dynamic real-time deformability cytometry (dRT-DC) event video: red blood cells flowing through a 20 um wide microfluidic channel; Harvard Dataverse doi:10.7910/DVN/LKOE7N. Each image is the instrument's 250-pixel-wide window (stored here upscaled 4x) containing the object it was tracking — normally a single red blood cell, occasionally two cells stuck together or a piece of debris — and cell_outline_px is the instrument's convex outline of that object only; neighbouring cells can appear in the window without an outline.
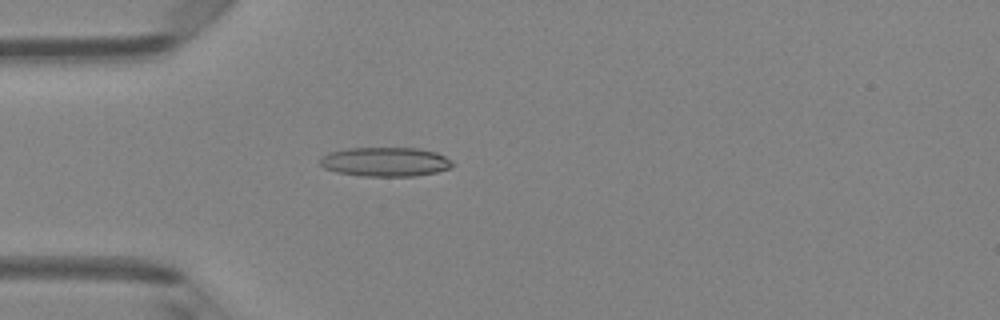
{"species": "Egyptian fruit bat (a non-hibernating species)", "species_latin": "Rousettus aegyptiacus", "temperature_condition": "room temperature", "stored_images_in_passage": 36, "camera_frame_rate_fps": 3000, "um_per_image_px": 0.085, "animal": {"sex": "female"}, "frame": {"image": 1, "passage_image": 1, "time_ms": 0.0, "image_size_px": [1000, 320], "cell_outline_px": [[456, 164], [448, 168], [436, 172], [416, 176], [364, 176], [336, 172], [324, 168], [320, 164], [320, 160], [328, 152], [348, 148], [420, 148], [436, 152], [444, 156]], "centroid_in_image_um": [32.76, 13.75], "position_along_channel_um": 52.2, "area_um2": 22.54}}
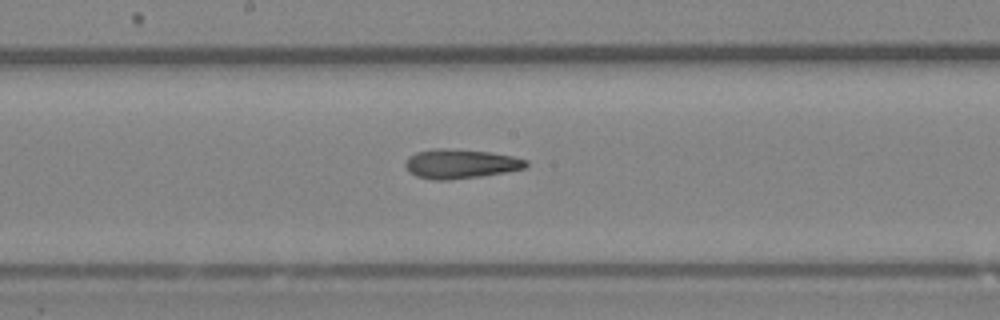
{"frame": {"image": 2, "passage_image": 13, "time_ms": 4.0, "image_size_px": [1000, 320], "cell_outline_px": [[528, 164], [524, 168], [504, 172], [480, 176], [448, 180], [432, 180], [416, 176], [408, 172], [404, 164], [408, 156], [416, 152], [436, 148], [444, 148], [492, 152], [512, 156], [528, 160]], "centroid_in_image_um": [39.1, 13.92], "position_along_channel_um": 209.1, "area_um2": 20.69}}
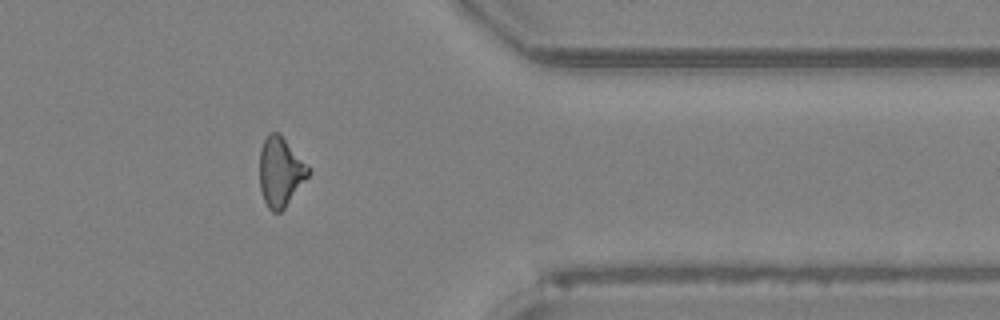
{"frame": {"image": 3, "passage_image": 27, "time_ms": 8.667, "image_size_px": [1000, 320], "cell_outline_px": [[312, 172], [284, 208], [280, 212], [272, 212], [268, 208], [264, 200], [260, 188], [260, 148], [268, 132], [280, 132], [312, 168]], "centroid_in_image_um": [23.87, 14.56], "position_along_channel_um": 387.5, "area_um2": 20.11}, "authors_computed_cell_mechanics": {"area_um2": 20.0566, "velocity_mm_per_s": 4.1408, "shape_relaxation_time_tau1_ms": 8.284, "shape_relaxation_time_tau2_ms": 4.5636, "deformation_change_tau1": 0.2125, "deformation_change_tau2": 0.1679}}